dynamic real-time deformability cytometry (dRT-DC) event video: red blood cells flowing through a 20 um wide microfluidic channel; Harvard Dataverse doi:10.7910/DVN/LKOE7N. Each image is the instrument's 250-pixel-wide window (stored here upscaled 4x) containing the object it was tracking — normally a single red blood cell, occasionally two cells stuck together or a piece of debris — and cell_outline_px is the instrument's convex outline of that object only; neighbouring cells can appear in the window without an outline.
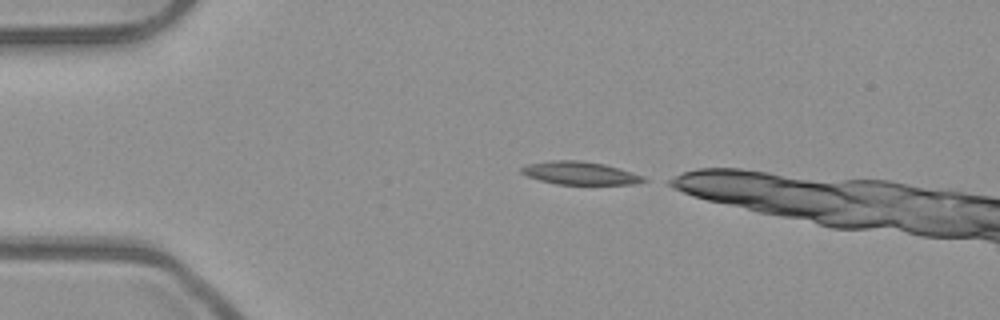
{"species": "common noctule bat (a hibernating species)", "species_latin": "Nyctalus noctula", "temperature_condition": "room temperature", "stored_images_in_passage": 32, "camera_frame_rate_fps": 3000, "um_per_image_px": 0.085, "animal": {"sex": "male", "body_mass_g": 23.1, "forearm_length_mm": 52.7}, "frame": {"image": 1, "passage_image": 1, "time_ms": 0.0, "image_size_px": [1000, 320], "cell_outline_px": [[648, 180], [632, 184], [556, 184], [540, 180], [528, 176], [520, 172], [520, 168], [524, 164], [552, 160], [580, 160], [604, 164], [620, 168], [644, 176]], "centroid_in_image_um": [49.27, 14.7], "position_along_channel_um": 35.7, "area_um2": 16.42}}
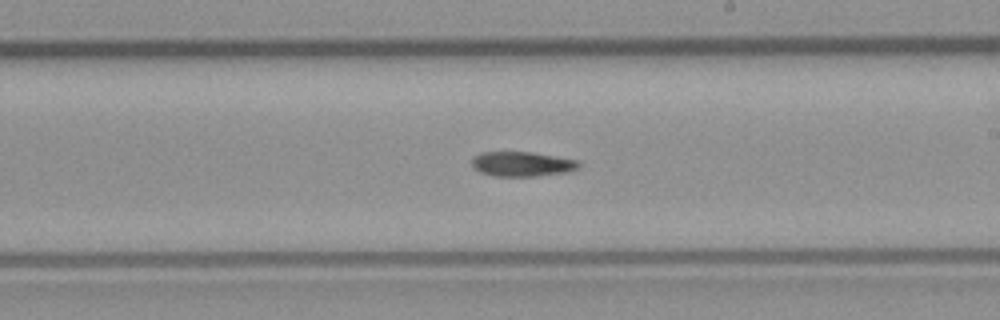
{"frame": {"image": 2, "passage_image": 20, "time_ms": 6.333, "image_size_px": [1000, 320], "cell_outline_px": [[580, 168], [572, 172], [536, 176], [496, 176], [480, 172], [472, 168], [472, 156], [480, 152], [532, 152], [580, 160]], "centroid_in_image_um": [44.41, 13.94], "position_along_channel_um": 244.6, "area_um2": 15.78}}
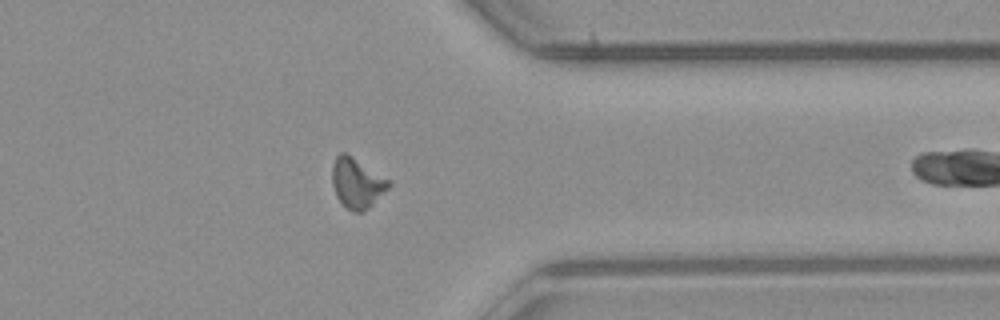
{"frame": {"image": 3, "passage_image": 31, "time_ms": 10.0, "image_size_px": [1000, 320], "cell_outline_px": [[392, 184], [368, 208], [360, 212], [352, 212], [336, 196], [332, 184], [332, 164], [336, 156], [340, 152], [344, 152], [352, 156], [392, 180]], "centroid_in_image_um": [30.35, 15.53], "position_along_channel_um": 381.0, "area_um2": 16.53}}